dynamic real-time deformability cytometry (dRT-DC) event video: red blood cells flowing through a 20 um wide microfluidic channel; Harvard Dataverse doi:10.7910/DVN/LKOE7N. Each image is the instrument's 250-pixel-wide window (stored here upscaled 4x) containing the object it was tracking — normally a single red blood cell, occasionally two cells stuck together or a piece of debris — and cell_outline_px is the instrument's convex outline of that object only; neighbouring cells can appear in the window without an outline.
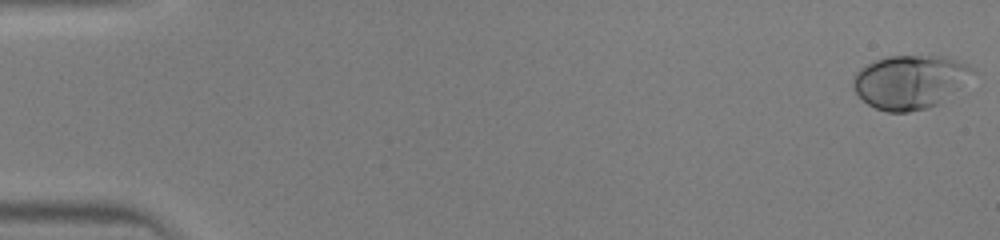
{"species": "human", "species_latin": "Homo sapiens", "temperature_condition": "warm", "stored_images_in_passage": 46, "camera_frame_rate_fps": 3000, "um_per_image_px": 0.085, "donor": {"sex": "male"}, "frame": {"image": 1, "passage_image": 1, "time_ms": 0.0, "image_size_px": [1000, 240], "cell_outline_px": [[976, 72], [936, 104], [928, 108], [908, 112], [888, 112], [876, 108], [868, 104], [856, 92], [852, 84], [852, 80], [856, 72], [860, 68], [876, 60], [888, 56], [944, 56], [968, 64], [976, 68]], "centroid_in_image_um": [77.31, 6.94], "position_along_channel_um": 7.7, "area_um2": 36.82}}
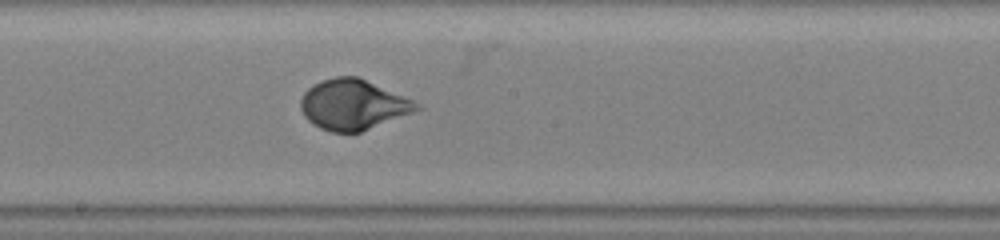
{"frame": {"image": 2, "passage_image": 26, "time_ms": 8.333, "image_size_px": [1000, 240], "cell_outline_px": [[424, 108], [360, 132], [332, 132], [320, 128], [312, 124], [304, 116], [300, 108], [300, 100], [304, 92], [312, 84], [320, 80], [336, 76], [356, 76], [412, 100], [420, 104]], "centroid_in_image_um": [29.97, 8.89], "position_along_channel_um": 218.2, "area_um2": 33.76}}
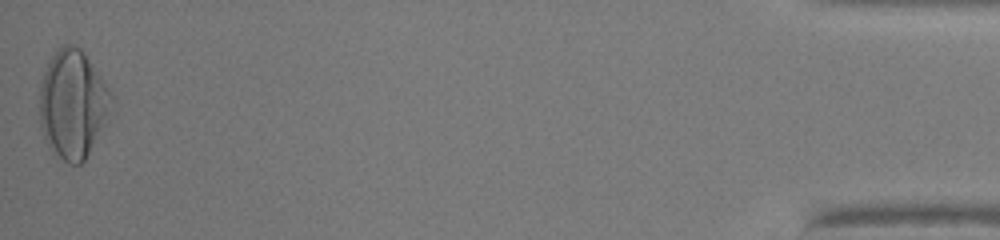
{"frame": {"image": 3, "passage_image": 46, "time_ms": 15.0, "image_size_px": [1000, 240], "cell_outline_px": [[112, 96], [104, 124], [84, 160], [80, 164], [68, 164], [52, 152], [44, 140], [40, 124], [40, 84], [48, 60], [56, 48], [64, 44], [72, 44], [80, 48], [84, 52], [108, 88]], "centroid_in_image_um": [6.13, 8.83], "position_along_channel_um": 429.1, "area_um2": 44.91}}